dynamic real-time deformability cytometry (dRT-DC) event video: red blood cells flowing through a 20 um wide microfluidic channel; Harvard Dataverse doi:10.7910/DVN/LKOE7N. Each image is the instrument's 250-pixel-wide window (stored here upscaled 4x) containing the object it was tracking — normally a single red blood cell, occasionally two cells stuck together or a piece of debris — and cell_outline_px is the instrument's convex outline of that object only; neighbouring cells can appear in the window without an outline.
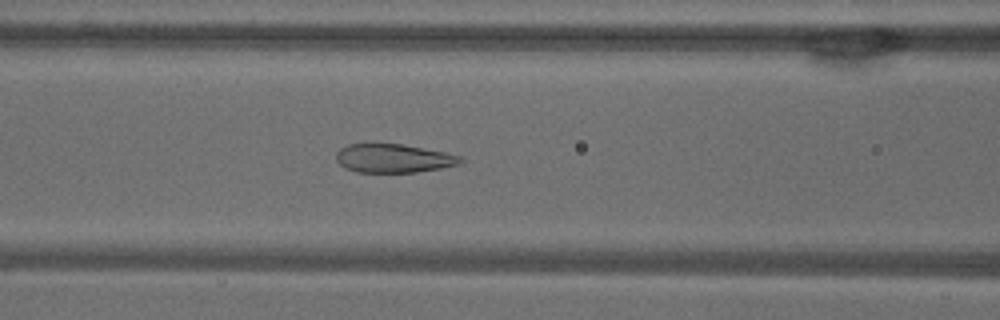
{"species": "common noctule bat (a hibernating species)", "species_latin": "Nyctalus noctula", "temperature_condition": "warm", "stored_images_in_passage": 52, "camera_frame_rate_fps": 3000, "um_per_image_px": 0.085, "animal": {"sex": "male", "body_mass_g": 18.8}, "frame": {"image": 1, "passage_image": 22, "time_ms": 7.0, "image_size_px": [1000, 320], "cell_outline_px": [[464, 160], [460, 164], [440, 168], [416, 172], [356, 172], [344, 168], [336, 160], [336, 152], [340, 148], [348, 144], [372, 140], [400, 144], [444, 152], [460, 156]], "centroid_in_image_um": [33.36, 13.42], "position_along_channel_um": 133.2, "area_um2": 21.39}}
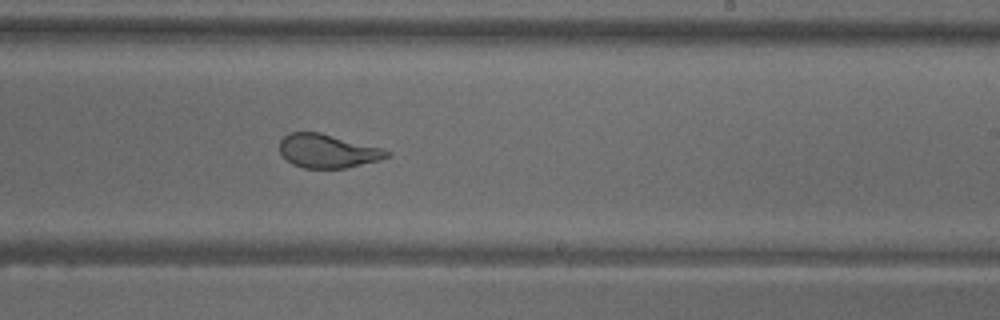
{"frame": {"image": 2, "passage_image": 32, "time_ms": 10.333, "image_size_px": [1000, 320], "cell_outline_px": [[392, 152], [388, 156], [380, 160], [344, 168], [304, 168], [292, 164], [280, 152], [280, 140], [284, 136], [292, 132], [320, 132], [380, 148]], "centroid_in_image_um": [27.83, 12.84], "position_along_channel_um": 261.2, "area_um2": 20.75}}
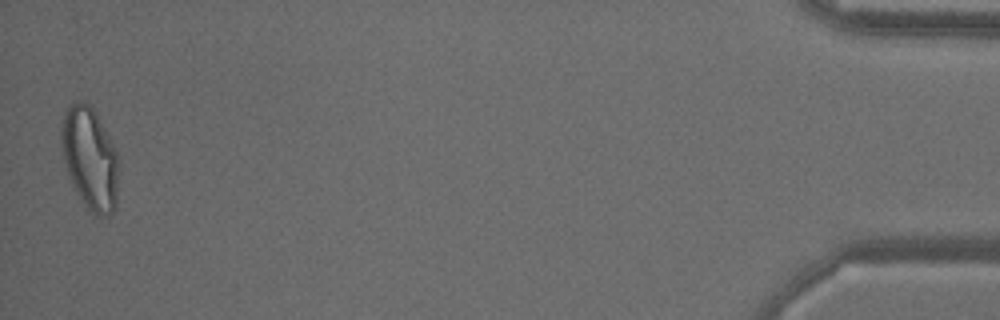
{"frame": {"image": 3, "passage_image": 52, "time_ms": 17.0, "image_size_px": [1000, 320], "cell_outline_px": [[120, 168], [116, 208], [108, 216], [92, 216], [80, 200], [68, 176], [64, 160], [60, 140], [60, 128], [64, 112], [68, 104], [80, 100], [88, 104], [96, 112], [116, 148], [120, 164]], "centroid_in_image_um": [7.66, 13.49], "position_along_channel_um": 427.5, "area_um2": 35.32}, "authors_computed_cell_mechanics": {"area_um2": 26.0678, "velocity_mm_per_s": 3.8463, "shape_relaxation_time_tau1_ms": 7.5831, "shape_relaxation_time_tau2_ms": null, "deformation_change_tau1": 0.2065, "deformation_change_tau2": null}}